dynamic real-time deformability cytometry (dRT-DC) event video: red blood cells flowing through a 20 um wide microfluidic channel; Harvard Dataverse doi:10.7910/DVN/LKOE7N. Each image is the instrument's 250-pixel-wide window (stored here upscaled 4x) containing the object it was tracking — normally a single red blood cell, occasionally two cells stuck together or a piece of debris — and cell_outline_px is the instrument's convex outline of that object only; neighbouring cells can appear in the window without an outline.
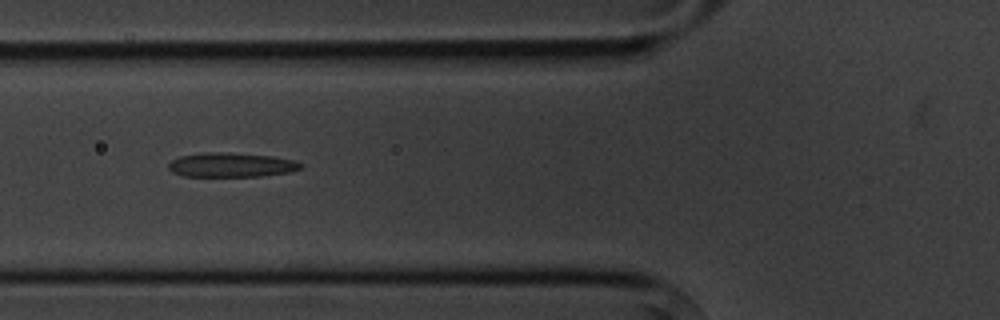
{"species": "common noctule bat (a hibernating species)", "species_latin": "Nyctalus noctula", "temperature_condition": "cold", "stored_images_in_passage": 6, "camera_frame_rate_fps": 3000, "um_per_image_px": 0.085, "animal": {"sex": "male", "body_mass_g": 20.1, "forearm_length_mm": 53.5}, "frame": {"image": 1, "passage_image": 2, "time_ms": 1.0, "image_size_px": [1000, 320], "cell_outline_px": [[304, 164], [300, 168], [288, 172], [260, 176], [184, 176], [172, 172], [168, 168], [168, 164], [172, 160], [180, 156], [204, 152], [224, 152], [272, 156], [292, 160]], "centroid_in_image_um": [19.62, 14.01], "position_along_channel_um": 106.2, "area_um2": 18.61}}
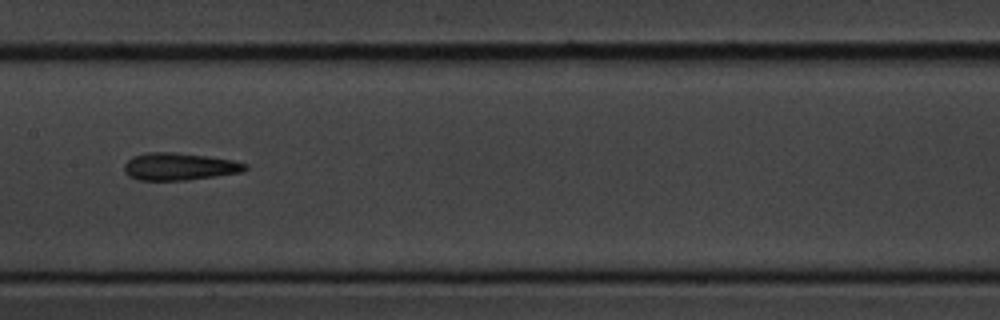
{"frame": {"image": 2, "passage_image": 4, "time_ms": 3.333, "image_size_px": [1000, 320], "cell_outline_px": [[248, 168], [240, 172], [188, 180], [140, 180], [128, 176], [124, 172], [124, 164], [132, 156], [148, 152], [176, 152], [232, 160], [248, 164]], "centroid_in_image_um": [15.2, 14.15], "position_along_channel_um": 192.2, "area_um2": 19.19}}
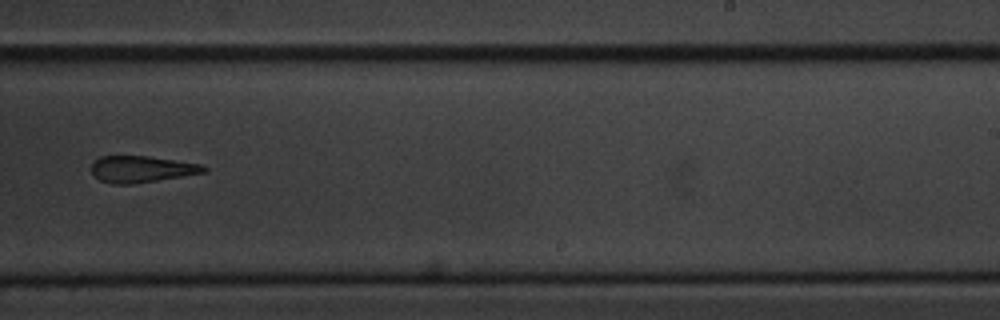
{"frame": {"image": 3, "passage_image": 6, "time_ms": 5.667, "image_size_px": [1000, 320], "cell_outline_px": [[208, 168], [204, 172], [132, 184], [112, 184], [100, 180], [92, 176], [92, 164], [100, 156], [148, 156], [200, 164]], "centroid_in_image_um": [11.97, 14.37], "position_along_channel_um": 277.0, "area_um2": 17.11}}